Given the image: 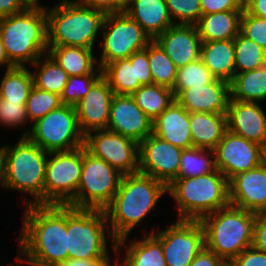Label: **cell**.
<instances>
[{
  "instance_id": "cell-55",
  "label": "cell",
  "mask_w": 266,
  "mask_h": 266,
  "mask_svg": "<svg viewBox=\"0 0 266 266\" xmlns=\"http://www.w3.org/2000/svg\"><path fill=\"white\" fill-rule=\"evenodd\" d=\"M2 184V159H1V154H0V186Z\"/></svg>"
},
{
  "instance_id": "cell-58",
  "label": "cell",
  "mask_w": 266,
  "mask_h": 266,
  "mask_svg": "<svg viewBox=\"0 0 266 266\" xmlns=\"http://www.w3.org/2000/svg\"><path fill=\"white\" fill-rule=\"evenodd\" d=\"M110 266H119L117 261L115 260L114 264L110 265Z\"/></svg>"
},
{
  "instance_id": "cell-4",
  "label": "cell",
  "mask_w": 266,
  "mask_h": 266,
  "mask_svg": "<svg viewBox=\"0 0 266 266\" xmlns=\"http://www.w3.org/2000/svg\"><path fill=\"white\" fill-rule=\"evenodd\" d=\"M43 6L31 4L22 12L0 19V36L15 66H32L48 52L47 16Z\"/></svg>"
},
{
  "instance_id": "cell-5",
  "label": "cell",
  "mask_w": 266,
  "mask_h": 266,
  "mask_svg": "<svg viewBox=\"0 0 266 266\" xmlns=\"http://www.w3.org/2000/svg\"><path fill=\"white\" fill-rule=\"evenodd\" d=\"M47 16L48 46H75L93 49L106 14L87 7L77 0H61Z\"/></svg>"
},
{
  "instance_id": "cell-41",
  "label": "cell",
  "mask_w": 266,
  "mask_h": 266,
  "mask_svg": "<svg viewBox=\"0 0 266 266\" xmlns=\"http://www.w3.org/2000/svg\"><path fill=\"white\" fill-rule=\"evenodd\" d=\"M166 5L176 24L195 25L202 16L200 0H166Z\"/></svg>"
},
{
  "instance_id": "cell-14",
  "label": "cell",
  "mask_w": 266,
  "mask_h": 266,
  "mask_svg": "<svg viewBox=\"0 0 266 266\" xmlns=\"http://www.w3.org/2000/svg\"><path fill=\"white\" fill-rule=\"evenodd\" d=\"M152 234L161 242L167 266H190L205 247L204 230L199 220H179Z\"/></svg>"
},
{
  "instance_id": "cell-30",
  "label": "cell",
  "mask_w": 266,
  "mask_h": 266,
  "mask_svg": "<svg viewBox=\"0 0 266 266\" xmlns=\"http://www.w3.org/2000/svg\"><path fill=\"white\" fill-rule=\"evenodd\" d=\"M102 76L108 81L114 94L131 95L141 86L136 72V52L129 58L117 59L102 68Z\"/></svg>"
},
{
  "instance_id": "cell-29",
  "label": "cell",
  "mask_w": 266,
  "mask_h": 266,
  "mask_svg": "<svg viewBox=\"0 0 266 266\" xmlns=\"http://www.w3.org/2000/svg\"><path fill=\"white\" fill-rule=\"evenodd\" d=\"M230 98L241 102L260 103L266 99V64L237 73L229 83Z\"/></svg>"
},
{
  "instance_id": "cell-56",
  "label": "cell",
  "mask_w": 266,
  "mask_h": 266,
  "mask_svg": "<svg viewBox=\"0 0 266 266\" xmlns=\"http://www.w3.org/2000/svg\"><path fill=\"white\" fill-rule=\"evenodd\" d=\"M221 266H236L232 261H225Z\"/></svg>"
},
{
  "instance_id": "cell-36",
  "label": "cell",
  "mask_w": 266,
  "mask_h": 266,
  "mask_svg": "<svg viewBox=\"0 0 266 266\" xmlns=\"http://www.w3.org/2000/svg\"><path fill=\"white\" fill-rule=\"evenodd\" d=\"M145 50L148 52L153 84L173 89L177 73V67L173 61L154 40L147 45Z\"/></svg>"
},
{
  "instance_id": "cell-8",
  "label": "cell",
  "mask_w": 266,
  "mask_h": 266,
  "mask_svg": "<svg viewBox=\"0 0 266 266\" xmlns=\"http://www.w3.org/2000/svg\"><path fill=\"white\" fill-rule=\"evenodd\" d=\"M68 258L111 259L107 250V236L112 238L113 252L116 241L110 234L104 210L77 209L66 205ZM106 229L108 234L106 236Z\"/></svg>"
},
{
  "instance_id": "cell-6",
  "label": "cell",
  "mask_w": 266,
  "mask_h": 266,
  "mask_svg": "<svg viewBox=\"0 0 266 266\" xmlns=\"http://www.w3.org/2000/svg\"><path fill=\"white\" fill-rule=\"evenodd\" d=\"M177 202L179 220H200L230 205L229 181L219 171L197 177H178L167 186Z\"/></svg>"
},
{
  "instance_id": "cell-13",
  "label": "cell",
  "mask_w": 266,
  "mask_h": 266,
  "mask_svg": "<svg viewBox=\"0 0 266 266\" xmlns=\"http://www.w3.org/2000/svg\"><path fill=\"white\" fill-rule=\"evenodd\" d=\"M84 147L122 175L139 171V144L133 139L107 129L93 130L84 136Z\"/></svg>"
},
{
  "instance_id": "cell-17",
  "label": "cell",
  "mask_w": 266,
  "mask_h": 266,
  "mask_svg": "<svg viewBox=\"0 0 266 266\" xmlns=\"http://www.w3.org/2000/svg\"><path fill=\"white\" fill-rule=\"evenodd\" d=\"M106 129L139 144L153 133V121L137 106L131 95L114 94Z\"/></svg>"
},
{
  "instance_id": "cell-31",
  "label": "cell",
  "mask_w": 266,
  "mask_h": 266,
  "mask_svg": "<svg viewBox=\"0 0 266 266\" xmlns=\"http://www.w3.org/2000/svg\"><path fill=\"white\" fill-rule=\"evenodd\" d=\"M129 244L119 266H167L161 242L152 233Z\"/></svg>"
},
{
  "instance_id": "cell-27",
  "label": "cell",
  "mask_w": 266,
  "mask_h": 266,
  "mask_svg": "<svg viewBox=\"0 0 266 266\" xmlns=\"http://www.w3.org/2000/svg\"><path fill=\"white\" fill-rule=\"evenodd\" d=\"M243 10L202 15L195 24L201 42L234 40L240 33V19Z\"/></svg>"
},
{
  "instance_id": "cell-42",
  "label": "cell",
  "mask_w": 266,
  "mask_h": 266,
  "mask_svg": "<svg viewBox=\"0 0 266 266\" xmlns=\"http://www.w3.org/2000/svg\"><path fill=\"white\" fill-rule=\"evenodd\" d=\"M240 33L266 51V18L248 14L243 10L240 19Z\"/></svg>"
},
{
  "instance_id": "cell-12",
  "label": "cell",
  "mask_w": 266,
  "mask_h": 266,
  "mask_svg": "<svg viewBox=\"0 0 266 266\" xmlns=\"http://www.w3.org/2000/svg\"><path fill=\"white\" fill-rule=\"evenodd\" d=\"M101 57L98 66L117 59L129 58L134 52L143 50L152 41L142 27L125 12L106 14L102 26Z\"/></svg>"
},
{
  "instance_id": "cell-46",
  "label": "cell",
  "mask_w": 266,
  "mask_h": 266,
  "mask_svg": "<svg viewBox=\"0 0 266 266\" xmlns=\"http://www.w3.org/2000/svg\"><path fill=\"white\" fill-rule=\"evenodd\" d=\"M232 262L236 266H266V253L251 246L242 251Z\"/></svg>"
},
{
  "instance_id": "cell-49",
  "label": "cell",
  "mask_w": 266,
  "mask_h": 266,
  "mask_svg": "<svg viewBox=\"0 0 266 266\" xmlns=\"http://www.w3.org/2000/svg\"><path fill=\"white\" fill-rule=\"evenodd\" d=\"M30 5L29 0H0V19L22 12Z\"/></svg>"
},
{
  "instance_id": "cell-47",
  "label": "cell",
  "mask_w": 266,
  "mask_h": 266,
  "mask_svg": "<svg viewBox=\"0 0 266 266\" xmlns=\"http://www.w3.org/2000/svg\"><path fill=\"white\" fill-rule=\"evenodd\" d=\"M136 72L137 78L142 85L153 84V77L151 74L148 52L143 49L136 52Z\"/></svg>"
},
{
  "instance_id": "cell-26",
  "label": "cell",
  "mask_w": 266,
  "mask_h": 266,
  "mask_svg": "<svg viewBox=\"0 0 266 266\" xmlns=\"http://www.w3.org/2000/svg\"><path fill=\"white\" fill-rule=\"evenodd\" d=\"M233 40L201 42L200 59L216 79L231 82L235 75Z\"/></svg>"
},
{
  "instance_id": "cell-1",
  "label": "cell",
  "mask_w": 266,
  "mask_h": 266,
  "mask_svg": "<svg viewBox=\"0 0 266 266\" xmlns=\"http://www.w3.org/2000/svg\"><path fill=\"white\" fill-rule=\"evenodd\" d=\"M19 252L36 266L68 259L66 205L25 206Z\"/></svg>"
},
{
  "instance_id": "cell-53",
  "label": "cell",
  "mask_w": 266,
  "mask_h": 266,
  "mask_svg": "<svg viewBox=\"0 0 266 266\" xmlns=\"http://www.w3.org/2000/svg\"><path fill=\"white\" fill-rule=\"evenodd\" d=\"M6 64V70L13 68L15 65L9 60L5 47L3 45L1 36H0V66Z\"/></svg>"
},
{
  "instance_id": "cell-28",
  "label": "cell",
  "mask_w": 266,
  "mask_h": 266,
  "mask_svg": "<svg viewBox=\"0 0 266 266\" xmlns=\"http://www.w3.org/2000/svg\"><path fill=\"white\" fill-rule=\"evenodd\" d=\"M92 51L75 46H48L47 53L69 76H78L95 74L100 69Z\"/></svg>"
},
{
  "instance_id": "cell-45",
  "label": "cell",
  "mask_w": 266,
  "mask_h": 266,
  "mask_svg": "<svg viewBox=\"0 0 266 266\" xmlns=\"http://www.w3.org/2000/svg\"><path fill=\"white\" fill-rule=\"evenodd\" d=\"M79 3L105 14L123 13L127 0H77Z\"/></svg>"
},
{
  "instance_id": "cell-34",
  "label": "cell",
  "mask_w": 266,
  "mask_h": 266,
  "mask_svg": "<svg viewBox=\"0 0 266 266\" xmlns=\"http://www.w3.org/2000/svg\"><path fill=\"white\" fill-rule=\"evenodd\" d=\"M33 87L31 71L26 66L6 70L0 82V98L13 103H26Z\"/></svg>"
},
{
  "instance_id": "cell-44",
  "label": "cell",
  "mask_w": 266,
  "mask_h": 266,
  "mask_svg": "<svg viewBox=\"0 0 266 266\" xmlns=\"http://www.w3.org/2000/svg\"><path fill=\"white\" fill-rule=\"evenodd\" d=\"M202 15L230 10H244V0H200Z\"/></svg>"
},
{
  "instance_id": "cell-40",
  "label": "cell",
  "mask_w": 266,
  "mask_h": 266,
  "mask_svg": "<svg viewBox=\"0 0 266 266\" xmlns=\"http://www.w3.org/2000/svg\"><path fill=\"white\" fill-rule=\"evenodd\" d=\"M102 76L100 68L95 74L69 76L61 94L64 105L75 106L90 90L91 86Z\"/></svg>"
},
{
  "instance_id": "cell-9",
  "label": "cell",
  "mask_w": 266,
  "mask_h": 266,
  "mask_svg": "<svg viewBox=\"0 0 266 266\" xmlns=\"http://www.w3.org/2000/svg\"><path fill=\"white\" fill-rule=\"evenodd\" d=\"M32 124L31 130L25 131L22 136L48 153L84 146V134L78 125L75 106L63 104Z\"/></svg>"
},
{
  "instance_id": "cell-32",
  "label": "cell",
  "mask_w": 266,
  "mask_h": 266,
  "mask_svg": "<svg viewBox=\"0 0 266 266\" xmlns=\"http://www.w3.org/2000/svg\"><path fill=\"white\" fill-rule=\"evenodd\" d=\"M32 65L37 67L36 71H31L33 86L61 96L69 75L56 61L47 53L44 54V57H39Z\"/></svg>"
},
{
  "instance_id": "cell-16",
  "label": "cell",
  "mask_w": 266,
  "mask_h": 266,
  "mask_svg": "<svg viewBox=\"0 0 266 266\" xmlns=\"http://www.w3.org/2000/svg\"><path fill=\"white\" fill-rule=\"evenodd\" d=\"M183 149L153 133L139 143V171L168 186L178 178Z\"/></svg>"
},
{
  "instance_id": "cell-10",
  "label": "cell",
  "mask_w": 266,
  "mask_h": 266,
  "mask_svg": "<svg viewBox=\"0 0 266 266\" xmlns=\"http://www.w3.org/2000/svg\"><path fill=\"white\" fill-rule=\"evenodd\" d=\"M121 178L122 174L103 159L93 156L83 146L81 180L77 193L68 206L104 210L115 196Z\"/></svg>"
},
{
  "instance_id": "cell-43",
  "label": "cell",
  "mask_w": 266,
  "mask_h": 266,
  "mask_svg": "<svg viewBox=\"0 0 266 266\" xmlns=\"http://www.w3.org/2000/svg\"><path fill=\"white\" fill-rule=\"evenodd\" d=\"M26 123H29L26 103H13L0 98V124L18 128Z\"/></svg>"
},
{
  "instance_id": "cell-52",
  "label": "cell",
  "mask_w": 266,
  "mask_h": 266,
  "mask_svg": "<svg viewBox=\"0 0 266 266\" xmlns=\"http://www.w3.org/2000/svg\"><path fill=\"white\" fill-rule=\"evenodd\" d=\"M244 10L248 14L266 18V0H244Z\"/></svg>"
},
{
  "instance_id": "cell-7",
  "label": "cell",
  "mask_w": 266,
  "mask_h": 266,
  "mask_svg": "<svg viewBox=\"0 0 266 266\" xmlns=\"http://www.w3.org/2000/svg\"><path fill=\"white\" fill-rule=\"evenodd\" d=\"M256 216L232 205L205 215L199 220L204 230L205 248L225 261H233L252 246Z\"/></svg>"
},
{
  "instance_id": "cell-3",
  "label": "cell",
  "mask_w": 266,
  "mask_h": 266,
  "mask_svg": "<svg viewBox=\"0 0 266 266\" xmlns=\"http://www.w3.org/2000/svg\"><path fill=\"white\" fill-rule=\"evenodd\" d=\"M1 188L18 190L33 196L25 205H44V182L48 152L21 136L14 146H0Z\"/></svg>"
},
{
  "instance_id": "cell-15",
  "label": "cell",
  "mask_w": 266,
  "mask_h": 266,
  "mask_svg": "<svg viewBox=\"0 0 266 266\" xmlns=\"http://www.w3.org/2000/svg\"><path fill=\"white\" fill-rule=\"evenodd\" d=\"M214 153L216 169L229 181L235 175L255 169L265 162L266 149L228 130Z\"/></svg>"
},
{
  "instance_id": "cell-24",
  "label": "cell",
  "mask_w": 266,
  "mask_h": 266,
  "mask_svg": "<svg viewBox=\"0 0 266 266\" xmlns=\"http://www.w3.org/2000/svg\"><path fill=\"white\" fill-rule=\"evenodd\" d=\"M124 12L142 27L151 40L176 24L169 16L166 0H127Z\"/></svg>"
},
{
  "instance_id": "cell-18",
  "label": "cell",
  "mask_w": 266,
  "mask_h": 266,
  "mask_svg": "<svg viewBox=\"0 0 266 266\" xmlns=\"http://www.w3.org/2000/svg\"><path fill=\"white\" fill-rule=\"evenodd\" d=\"M229 200L237 208L266 214V162L229 180Z\"/></svg>"
},
{
  "instance_id": "cell-37",
  "label": "cell",
  "mask_w": 266,
  "mask_h": 266,
  "mask_svg": "<svg viewBox=\"0 0 266 266\" xmlns=\"http://www.w3.org/2000/svg\"><path fill=\"white\" fill-rule=\"evenodd\" d=\"M235 74L257 69L266 64V51L256 42L239 33L233 40Z\"/></svg>"
},
{
  "instance_id": "cell-33",
  "label": "cell",
  "mask_w": 266,
  "mask_h": 266,
  "mask_svg": "<svg viewBox=\"0 0 266 266\" xmlns=\"http://www.w3.org/2000/svg\"><path fill=\"white\" fill-rule=\"evenodd\" d=\"M131 96L152 121L175 100L172 89L156 84L143 85Z\"/></svg>"
},
{
  "instance_id": "cell-19",
  "label": "cell",
  "mask_w": 266,
  "mask_h": 266,
  "mask_svg": "<svg viewBox=\"0 0 266 266\" xmlns=\"http://www.w3.org/2000/svg\"><path fill=\"white\" fill-rule=\"evenodd\" d=\"M113 96L114 91L101 76L75 105L78 125L84 136L90 131L107 128Z\"/></svg>"
},
{
  "instance_id": "cell-20",
  "label": "cell",
  "mask_w": 266,
  "mask_h": 266,
  "mask_svg": "<svg viewBox=\"0 0 266 266\" xmlns=\"http://www.w3.org/2000/svg\"><path fill=\"white\" fill-rule=\"evenodd\" d=\"M226 115L228 130L231 133L258 143L266 149V115L260 103L229 99Z\"/></svg>"
},
{
  "instance_id": "cell-21",
  "label": "cell",
  "mask_w": 266,
  "mask_h": 266,
  "mask_svg": "<svg viewBox=\"0 0 266 266\" xmlns=\"http://www.w3.org/2000/svg\"><path fill=\"white\" fill-rule=\"evenodd\" d=\"M154 41L165 51L177 68L200 58L201 39L195 25L174 24Z\"/></svg>"
},
{
  "instance_id": "cell-35",
  "label": "cell",
  "mask_w": 266,
  "mask_h": 266,
  "mask_svg": "<svg viewBox=\"0 0 266 266\" xmlns=\"http://www.w3.org/2000/svg\"><path fill=\"white\" fill-rule=\"evenodd\" d=\"M215 170L214 150L198 147L183 149L180 158L178 177H197Z\"/></svg>"
},
{
  "instance_id": "cell-57",
  "label": "cell",
  "mask_w": 266,
  "mask_h": 266,
  "mask_svg": "<svg viewBox=\"0 0 266 266\" xmlns=\"http://www.w3.org/2000/svg\"><path fill=\"white\" fill-rule=\"evenodd\" d=\"M31 4L38 5L40 4L38 0H29Z\"/></svg>"
},
{
  "instance_id": "cell-25",
  "label": "cell",
  "mask_w": 266,
  "mask_h": 266,
  "mask_svg": "<svg viewBox=\"0 0 266 266\" xmlns=\"http://www.w3.org/2000/svg\"><path fill=\"white\" fill-rule=\"evenodd\" d=\"M193 147L214 150L228 131L227 115L189 113Z\"/></svg>"
},
{
  "instance_id": "cell-54",
  "label": "cell",
  "mask_w": 266,
  "mask_h": 266,
  "mask_svg": "<svg viewBox=\"0 0 266 266\" xmlns=\"http://www.w3.org/2000/svg\"><path fill=\"white\" fill-rule=\"evenodd\" d=\"M16 259H17V261L18 262H25V263H28L29 265L28 266H36L32 261H30V260H28V259H23L22 258V256L19 258V257H16ZM6 266H17V265H10V264H8V265H6Z\"/></svg>"
},
{
  "instance_id": "cell-23",
  "label": "cell",
  "mask_w": 266,
  "mask_h": 266,
  "mask_svg": "<svg viewBox=\"0 0 266 266\" xmlns=\"http://www.w3.org/2000/svg\"><path fill=\"white\" fill-rule=\"evenodd\" d=\"M153 134L182 149L193 147L189 112L174 100L153 121Z\"/></svg>"
},
{
  "instance_id": "cell-50",
  "label": "cell",
  "mask_w": 266,
  "mask_h": 266,
  "mask_svg": "<svg viewBox=\"0 0 266 266\" xmlns=\"http://www.w3.org/2000/svg\"><path fill=\"white\" fill-rule=\"evenodd\" d=\"M224 262V259L204 247L194 258L190 266H221Z\"/></svg>"
},
{
  "instance_id": "cell-39",
  "label": "cell",
  "mask_w": 266,
  "mask_h": 266,
  "mask_svg": "<svg viewBox=\"0 0 266 266\" xmlns=\"http://www.w3.org/2000/svg\"><path fill=\"white\" fill-rule=\"evenodd\" d=\"M61 105L63 104L60 95L33 86L26 101L28 120L35 123Z\"/></svg>"
},
{
  "instance_id": "cell-11",
  "label": "cell",
  "mask_w": 266,
  "mask_h": 266,
  "mask_svg": "<svg viewBox=\"0 0 266 266\" xmlns=\"http://www.w3.org/2000/svg\"><path fill=\"white\" fill-rule=\"evenodd\" d=\"M48 157L44 205H68L74 199L80 184L83 146L70 151L49 152Z\"/></svg>"
},
{
  "instance_id": "cell-48",
  "label": "cell",
  "mask_w": 266,
  "mask_h": 266,
  "mask_svg": "<svg viewBox=\"0 0 266 266\" xmlns=\"http://www.w3.org/2000/svg\"><path fill=\"white\" fill-rule=\"evenodd\" d=\"M252 247L266 253V214H259L255 218Z\"/></svg>"
},
{
  "instance_id": "cell-38",
  "label": "cell",
  "mask_w": 266,
  "mask_h": 266,
  "mask_svg": "<svg viewBox=\"0 0 266 266\" xmlns=\"http://www.w3.org/2000/svg\"><path fill=\"white\" fill-rule=\"evenodd\" d=\"M216 78L199 58L197 61L177 68L173 94L176 97L182 90L212 83Z\"/></svg>"
},
{
  "instance_id": "cell-2",
  "label": "cell",
  "mask_w": 266,
  "mask_h": 266,
  "mask_svg": "<svg viewBox=\"0 0 266 266\" xmlns=\"http://www.w3.org/2000/svg\"><path fill=\"white\" fill-rule=\"evenodd\" d=\"M166 193L167 186L151 176L140 172L122 175L115 196L104 209L110 234L116 241V256L124 251L131 230L144 221Z\"/></svg>"
},
{
  "instance_id": "cell-22",
  "label": "cell",
  "mask_w": 266,
  "mask_h": 266,
  "mask_svg": "<svg viewBox=\"0 0 266 266\" xmlns=\"http://www.w3.org/2000/svg\"><path fill=\"white\" fill-rule=\"evenodd\" d=\"M229 98V83L215 79L208 85L182 90L175 100L189 113L226 114Z\"/></svg>"
},
{
  "instance_id": "cell-51",
  "label": "cell",
  "mask_w": 266,
  "mask_h": 266,
  "mask_svg": "<svg viewBox=\"0 0 266 266\" xmlns=\"http://www.w3.org/2000/svg\"><path fill=\"white\" fill-rule=\"evenodd\" d=\"M111 259H72L68 258L54 266H110Z\"/></svg>"
}]
</instances>
